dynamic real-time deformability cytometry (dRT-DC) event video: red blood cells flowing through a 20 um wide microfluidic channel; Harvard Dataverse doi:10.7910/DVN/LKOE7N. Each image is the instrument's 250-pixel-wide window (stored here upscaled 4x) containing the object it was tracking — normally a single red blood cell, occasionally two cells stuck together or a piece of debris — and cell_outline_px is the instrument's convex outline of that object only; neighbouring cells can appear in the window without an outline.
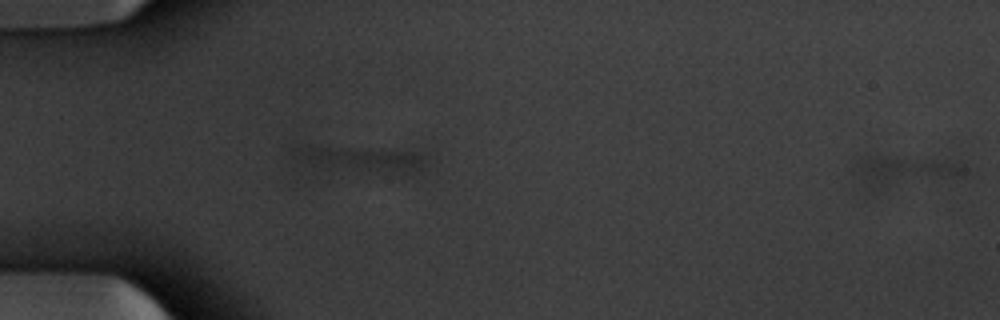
{"species": "common noctule bat (a hibernating species)", "species_latin": "Nyctalus noctula", "temperature_condition": "warm", "stored_images_in_passage": 7, "segment_of_instrument_passage": [2, 2], "camera_frame_rate_fps": 3000, "um_per_image_px": 0.085, "animal": {"sex": "male", "body_mass_g": 20.1, "forearm_length_mm": 53.5}, "frame": {"image": 1, "passage_image": 7, "time_ms": 2.0, "image_size_px": [1000, 320], "cell_outline_px": [[972, 176], [864, 196], [852, 172], [856, 160], [860, 156], [960, 152], [972, 172]], "centroid_in_image_um": [77.14, 14.53], "position_along_channel_um": 7.9, "area_um2": 26.41}}